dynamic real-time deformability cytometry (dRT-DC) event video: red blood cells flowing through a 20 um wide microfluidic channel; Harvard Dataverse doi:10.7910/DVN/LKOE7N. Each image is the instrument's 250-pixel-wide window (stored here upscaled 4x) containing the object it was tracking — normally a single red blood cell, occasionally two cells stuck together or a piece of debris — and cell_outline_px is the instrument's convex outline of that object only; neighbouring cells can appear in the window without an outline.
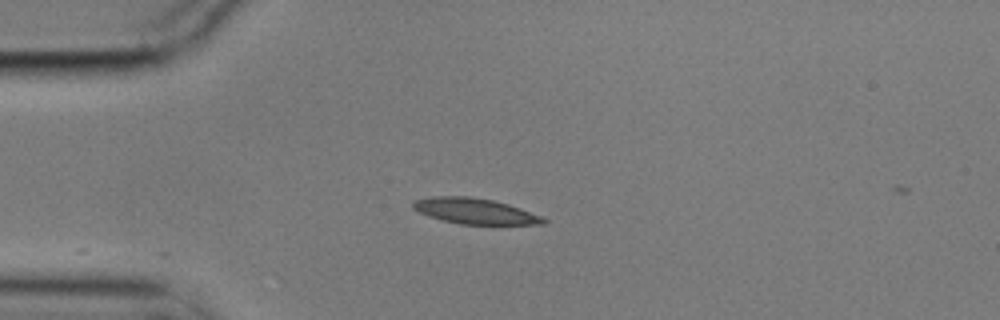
{"species": "common noctule bat (a hibernating species)", "species_latin": "Nyctalus noctula", "temperature_condition": "cold", "stored_images_in_passage": 4, "camera_frame_rate_fps": 3000, "um_per_image_px": 0.085, "animal": {"sex": "male", "body_mass_g": 17.9}, "frame": {"image": 1, "passage_image": 1, "time_ms": 0.0, "image_size_px": [1000, 320], "cell_outline_px": [[548, 220], [544, 224], [460, 224], [428, 216], [412, 208], [412, 204], [416, 200], [432, 196], [468, 196], [492, 200], [508, 204], [520, 208], [540, 216]], "centroid_in_image_um": [40.35, 17.94], "position_along_channel_um": 44.6, "area_um2": 19.25}}
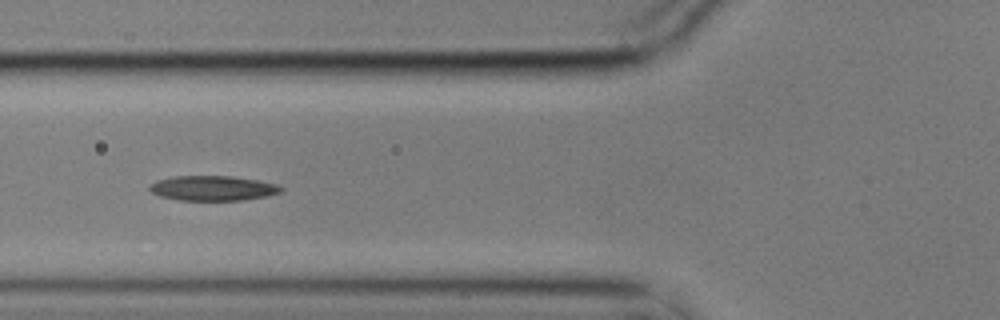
{"frame": {"image": 2, "passage_image": 3, "time_ms": 0.667, "image_size_px": [1000, 320], "cell_outline_px": [[284, 188], [280, 192], [268, 196], [244, 200], [180, 200], [160, 196], [152, 192], [148, 188], [148, 184], [156, 180], [172, 176], [232, 176], [256, 180], [276, 184]], "centroid_in_image_um": [18.06, 15.99], "position_along_channel_um": 107.7, "area_um2": 19.13}}
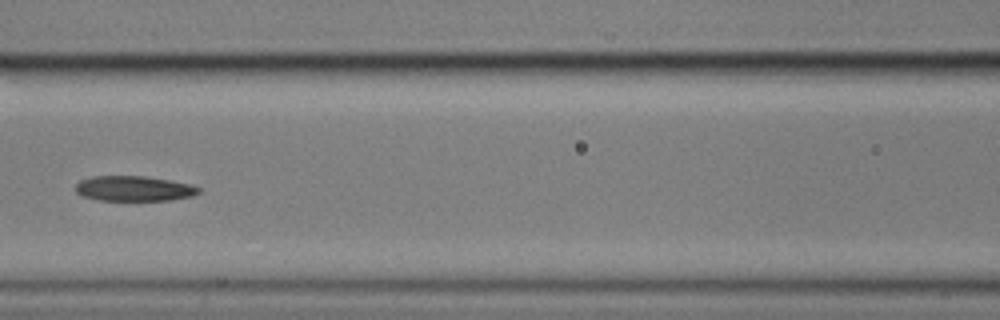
{"frame": {"image": 3, "passage_image": 4, "time_ms": 1.0, "image_size_px": [1000, 320], "cell_outline_px": [[200, 192], [192, 196], [172, 200], [96, 200], [84, 196], [76, 192], [76, 184], [80, 180], [92, 176], [144, 176], [192, 184], [200, 188]], "centroid_in_image_um": [11.39, 16.02], "position_along_channel_um": 155.2, "area_um2": 18.03}}